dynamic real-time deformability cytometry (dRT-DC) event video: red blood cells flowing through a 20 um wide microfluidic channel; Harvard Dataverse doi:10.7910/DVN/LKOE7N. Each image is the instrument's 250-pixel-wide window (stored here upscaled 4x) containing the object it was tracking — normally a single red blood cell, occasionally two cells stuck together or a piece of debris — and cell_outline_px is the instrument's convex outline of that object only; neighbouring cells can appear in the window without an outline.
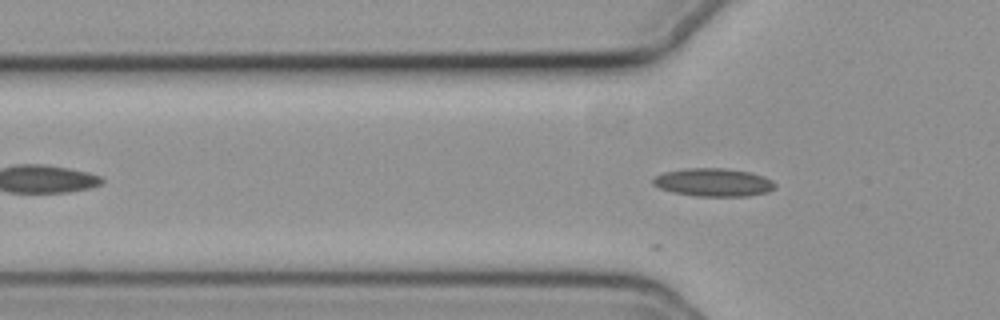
{"species": "common noctule bat (a hibernating species)", "species_latin": "Nyctalus noctula", "temperature_condition": "cold", "stored_images_in_passage": 14, "camera_frame_rate_fps": 3000, "um_per_image_px": 0.085, "animal": {"sex": "female", "body_mass_g": 19.3, "forearm_length_mm": 54.1}, "frame": {"image": 1, "passage_image": 3, "time_ms": 0.667, "image_size_px": [1000, 320], "cell_outline_px": [[776, 188], [768, 192], [748, 196], [696, 196], [672, 192], [660, 188], [652, 184], [652, 180], [656, 176], [664, 172], [684, 168], [724, 168], [748, 172], [772, 180], [776, 184]], "centroid_in_image_um": [60.63, 15.5], "position_along_channel_um": 65.2, "area_um2": 19.94}}
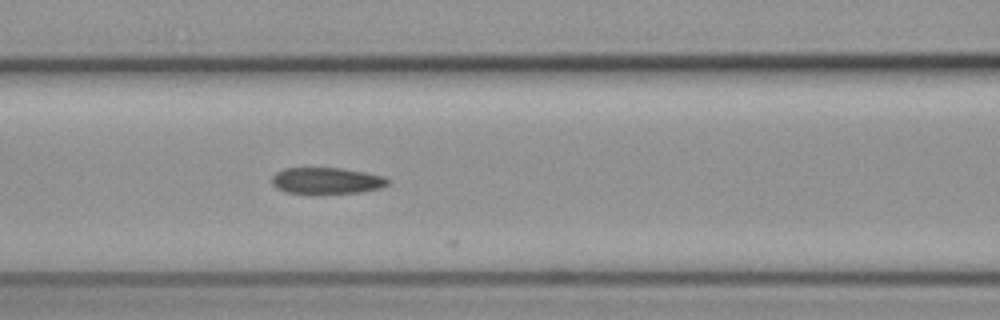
{"frame": {"image": 2, "passage_image": 9, "time_ms": 2.667, "image_size_px": [1000, 320], "cell_outline_px": [[388, 184], [380, 188], [360, 192], [320, 196], [284, 192], [276, 188], [272, 184], [272, 176], [276, 172], [284, 168], [344, 168], [384, 176], [388, 180]], "centroid_in_image_um": [27.72, 15.4], "position_along_channel_um": 138.9, "area_um2": 18.55}}
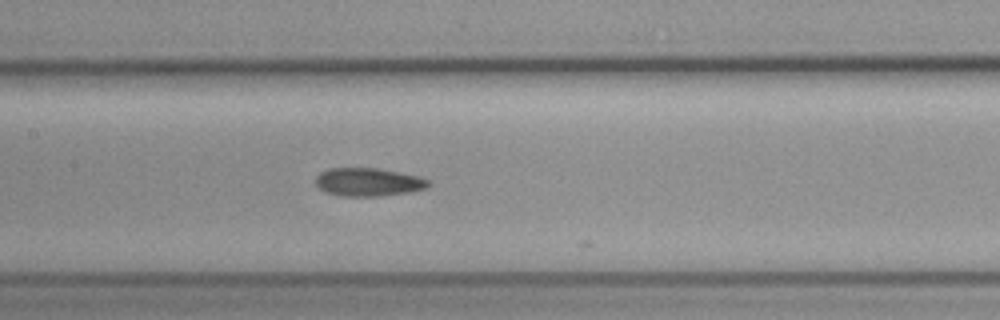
{"frame": {"image": 3, "passage_image": 12, "time_ms": 3.667, "image_size_px": [1000, 320], "cell_outline_px": [[428, 184], [424, 188], [408, 192], [380, 196], [336, 196], [324, 192], [316, 188], [316, 176], [320, 172], [332, 168], [376, 168], [420, 176], [428, 180]], "centroid_in_image_um": [31.22, 15.48], "position_along_channel_um": 176.2, "area_um2": 18.55}}